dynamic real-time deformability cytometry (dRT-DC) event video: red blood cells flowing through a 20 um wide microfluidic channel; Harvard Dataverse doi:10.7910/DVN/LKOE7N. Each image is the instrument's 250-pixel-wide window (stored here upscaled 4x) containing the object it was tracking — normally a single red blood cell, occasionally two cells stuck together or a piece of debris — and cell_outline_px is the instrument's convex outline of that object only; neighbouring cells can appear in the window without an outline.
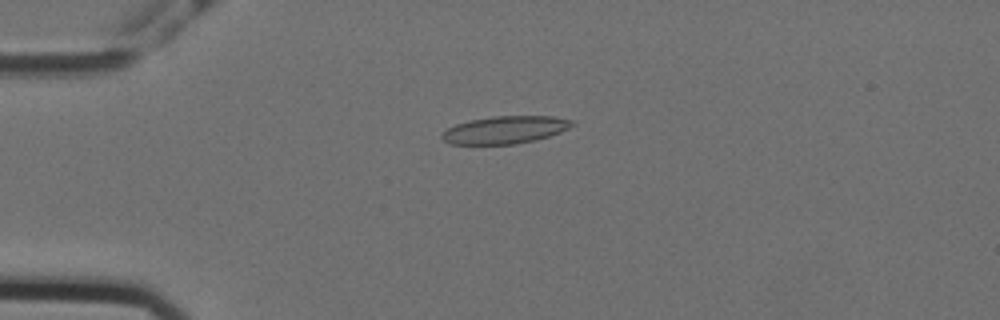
{"species": "Egyptian fruit bat (a non-hibernating species)", "species_latin": "Rousettus aegyptiacus", "temperature_condition": "cold", "stored_images_in_passage": 57, "camera_frame_rate_fps": 3000, "um_per_image_px": 0.085, "animal": {"sex": "female"}, "frame": {"image": 1, "passage_image": 14, "time_ms": 4.333, "image_size_px": [1000, 320], "cell_outline_px": [[576, 124], [560, 132], [548, 136], [516, 144], [452, 144], [444, 140], [440, 136], [448, 128], [456, 124], [472, 120], [492, 116], [552, 116], [572, 120]], "centroid_in_image_um": [42.94, 11.03], "position_along_channel_um": 42.1, "area_um2": 20.63}}
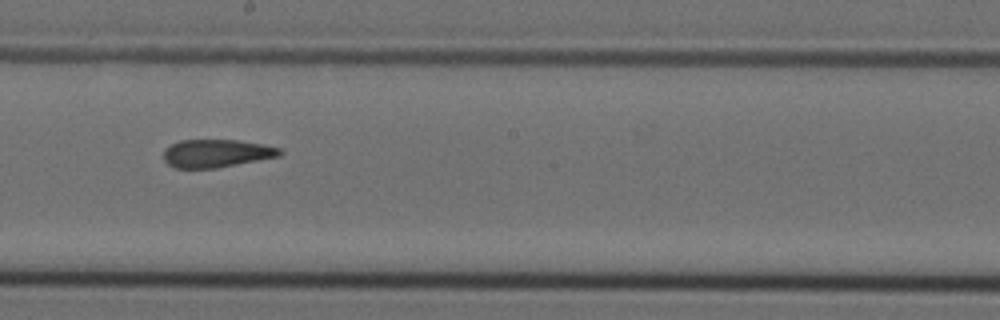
{"frame": {"image": 2, "passage_image": 32, "time_ms": 10.333, "image_size_px": [1000, 320], "cell_outline_px": [[284, 152], [280, 156], [216, 168], [176, 168], [168, 164], [164, 160], [164, 152], [172, 144], [180, 140], [236, 140], [264, 144], [280, 148]], "centroid_in_image_um": [18.43, 13.03], "position_along_channel_um": 229.8, "area_um2": 18.84}}
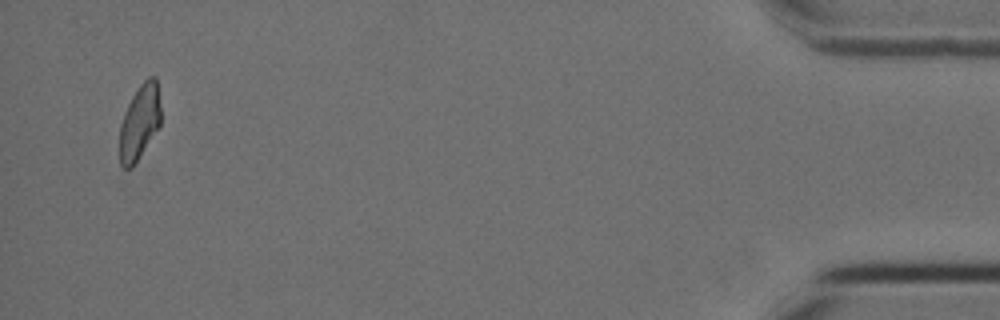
{"frame": {"image": 3, "passage_image": 55, "time_ms": 18.0, "image_size_px": [1000, 320], "cell_outline_px": [[160, 124], [132, 168], [124, 168], [120, 164], [120, 124], [124, 112], [132, 96], [140, 84], [148, 76], [156, 76], [160, 108]], "centroid_in_image_um": [11.85, 10.36], "position_along_channel_um": 423.3, "area_um2": 17.74}, "authors_computed_cell_mechanics": {"area_um2": 20.0566, "velocity_mm_per_s": 3.5655, "shape_relaxation_time_tau1_ms": null, "shape_relaxation_time_tau2_ms": 2.7484, "deformation_change_tau1": null, "deformation_change_tau2": 0.0823}}